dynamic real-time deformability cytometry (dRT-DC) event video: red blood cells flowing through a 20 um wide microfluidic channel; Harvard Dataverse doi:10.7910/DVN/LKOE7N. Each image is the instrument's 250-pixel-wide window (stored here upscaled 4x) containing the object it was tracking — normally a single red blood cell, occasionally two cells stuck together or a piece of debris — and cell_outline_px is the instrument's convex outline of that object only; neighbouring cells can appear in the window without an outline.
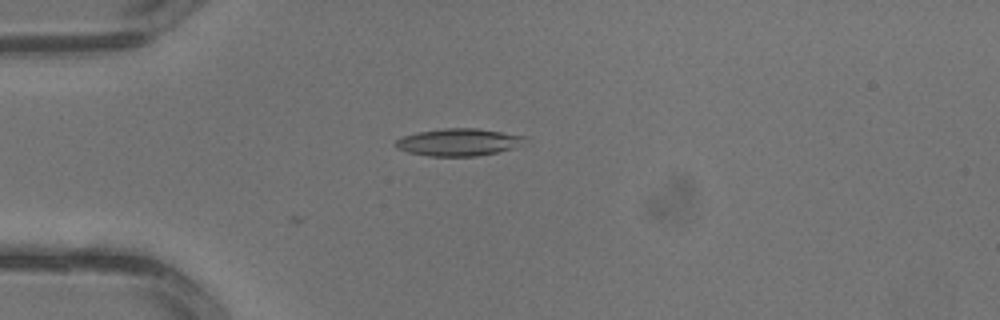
{"species": "common noctule bat (a hibernating species)", "species_latin": "Nyctalus noctula", "temperature_condition": "warm", "stored_images_in_passage": 2, "camera_frame_rate_fps": 3000, "um_per_image_px": 0.085, "animal": {"sex": "male", "body_mass_g": 13.3}, "frame": {"image": 1, "passage_image": 2, "time_ms": 0.333, "image_size_px": [1000, 320], "cell_outline_px": [[528, 136], [512, 148], [496, 152], [476, 156], [428, 156], [408, 152], [396, 148], [392, 144], [396, 140], [404, 136], [416, 132], [444, 128], [476, 128]], "centroid_in_image_um": [38.89, 12.08], "position_along_channel_um": 46.1, "area_um2": 20.4}}